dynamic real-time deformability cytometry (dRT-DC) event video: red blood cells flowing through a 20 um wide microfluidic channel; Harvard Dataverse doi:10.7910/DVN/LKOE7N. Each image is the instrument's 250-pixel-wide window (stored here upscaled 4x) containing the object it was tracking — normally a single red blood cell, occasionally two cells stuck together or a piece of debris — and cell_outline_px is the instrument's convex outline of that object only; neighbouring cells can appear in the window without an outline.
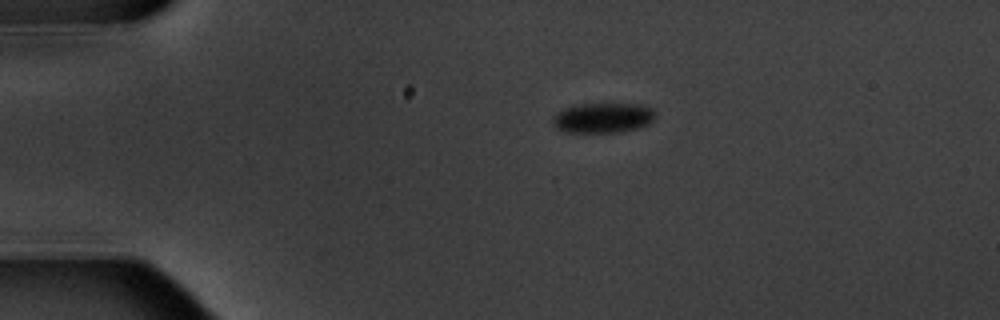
{"species": "common noctule bat (a hibernating species)", "species_latin": "Nyctalus noctula", "temperature_condition": "warm", "stored_images_in_passage": 3, "camera_frame_rate_fps": 3000, "um_per_image_px": 0.085, "animal": {"sex": "male", "body_mass_g": 20.1, "forearm_length_mm": 53.5}, "frame": {"image": 1, "passage_image": 1, "time_ms": 0.0, "image_size_px": [1000, 320], "cell_outline_px": [[656, 116], [648, 124], [640, 128], [620, 132], [564, 132], [556, 128], [552, 124], [552, 120], [564, 108], [580, 104], [640, 104], [652, 108], [656, 112]], "centroid_in_image_um": [51.29, 10.02], "position_along_channel_um": 33.7, "area_um2": 17.98}}